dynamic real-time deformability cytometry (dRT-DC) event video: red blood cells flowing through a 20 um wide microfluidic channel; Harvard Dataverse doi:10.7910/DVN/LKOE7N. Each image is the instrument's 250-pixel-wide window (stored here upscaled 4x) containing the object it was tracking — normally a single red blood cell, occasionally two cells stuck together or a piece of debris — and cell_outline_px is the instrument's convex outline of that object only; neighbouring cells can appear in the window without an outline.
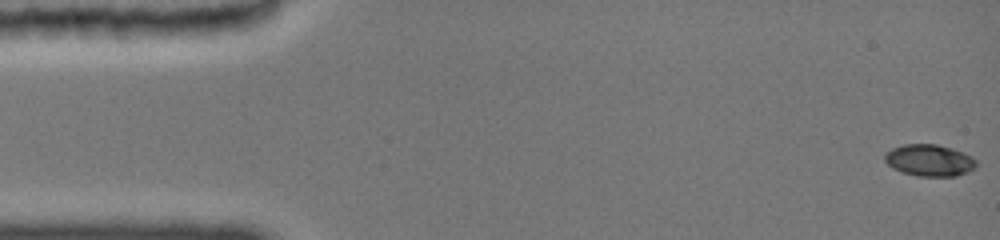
{"species": "common noctule bat (a hibernating species)", "species_latin": "Nyctalus noctula", "temperature_condition": "cold", "stored_images_in_passage": 11, "camera_frame_rate_fps": 3000, "um_per_image_px": 0.085, "animal": {"sex": "female", "body_mass_g": 19.0, "forearm_length_mm": 51.5}, "frame": {"image": 1, "passage_image": 1, "time_ms": 0.0, "image_size_px": [1000, 240], "cell_outline_px": [[976, 168], [968, 172], [956, 176], [916, 176], [900, 172], [892, 168], [884, 160], [884, 156], [892, 148], [904, 144], [936, 144], [952, 148], [964, 152], [972, 156], [976, 160]], "centroid_in_image_um": [79.02, 13.63], "position_along_channel_um": 6.0, "area_um2": 17.11}}
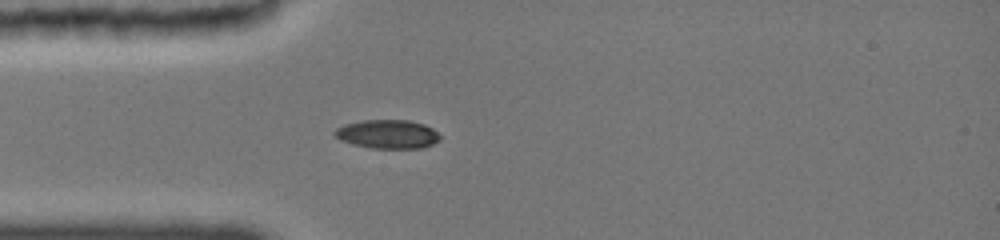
{"frame": {"image": 2, "passage_image": 7, "time_ms": 4.333, "image_size_px": [1000, 240], "cell_outline_px": [[440, 140], [432, 144], [420, 148], [372, 148], [352, 144], [336, 136], [336, 128], [344, 124], [364, 120], [408, 120], [424, 124], [432, 128], [440, 136]], "centroid_in_image_um": [32.98, 11.39], "position_along_channel_um": 52.0, "area_um2": 17.4}}
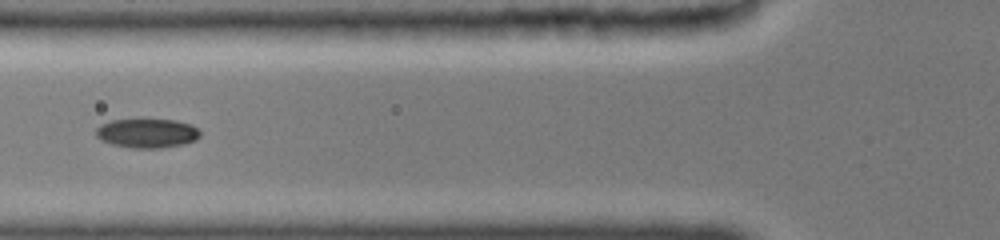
{"frame": {"image": 3, "passage_image": 10, "time_ms": 6.0, "image_size_px": [1000, 240], "cell_outline_px": [[200, 136], [196, 140], [180, 144], [160, 148], [128, 148], [112, 144], [96, 136], [96, 128], [112, 120], [140, 116], [172, 120], [188, 124], [196, 128], [200, 132]], "centroid_in_image_um": [12.47, 11.28], "position_along_channel_um": 113.3, "area_um2": 18.15}}